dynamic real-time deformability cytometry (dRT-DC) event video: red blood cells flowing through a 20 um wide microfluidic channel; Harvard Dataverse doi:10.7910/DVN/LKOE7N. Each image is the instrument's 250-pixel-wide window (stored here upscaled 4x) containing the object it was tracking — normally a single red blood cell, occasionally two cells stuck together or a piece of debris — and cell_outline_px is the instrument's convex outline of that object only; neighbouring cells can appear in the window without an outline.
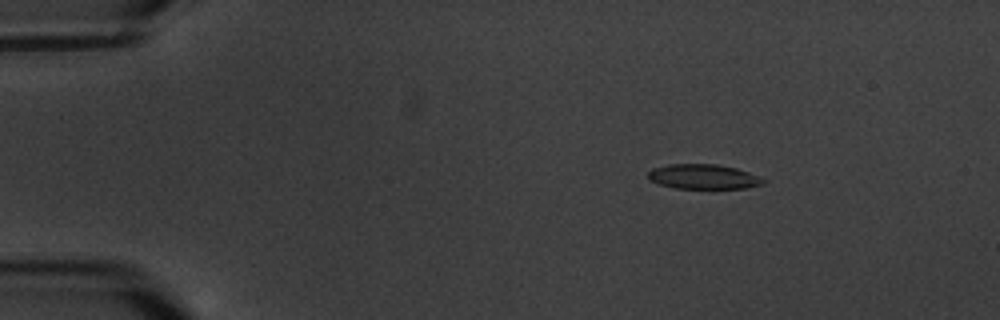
{"species": "common noctule bat (a hibernating species)", "species_latin": "Nyctalus noctula", "temperature_condition": "warm", "stored_images_in_passage": 5, "camera_frame_rate_fps": 3000, "um_per_image_px": 0.085, "animal": {"sex": "male", "body_mass_g": 20.1, "forearm_length_mm": 53.5}, "frame": {"image": 1, "passage_image": 3, "time_ms": 2.333, "image_size_px": [1000, 320], "cell_outline_px": [[768, 180], [764, 184], [744, 188], [676, 188], [660, 184], [648, 180], [648, 172], [652, 168], [668, 164], [716, 164], [736, 168], [748, 172]], "centroid_in_image_um": [59.79, 15.01], "position_along_channel_um": 25.2, "area_um2": 16.65}}